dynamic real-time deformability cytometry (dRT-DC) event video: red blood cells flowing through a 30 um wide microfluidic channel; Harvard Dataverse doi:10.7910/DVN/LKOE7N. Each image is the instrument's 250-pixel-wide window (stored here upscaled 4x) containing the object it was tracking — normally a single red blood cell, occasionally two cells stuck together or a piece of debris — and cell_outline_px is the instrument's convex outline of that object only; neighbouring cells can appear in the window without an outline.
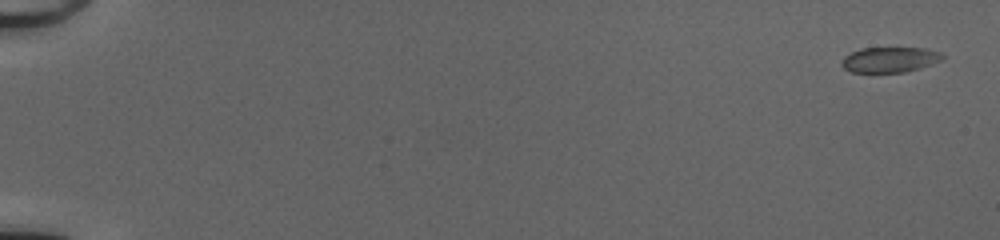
{"species": "common noctule bat (a hibernating species)", "species_latin": "Nyctalus noctula", "temperature_condition": "cold", "stored_images_in_passage": 53, "camera_frame_rate_fps": 3000, "um_per_image_px": 0.085, "animal": {"sex": "female", "body_mass_g": 20.0, "forearm_length_mm": 54.0}, "frame": {"image": 1, "passage_image": 2, "time_ms": 0.333, "image_size_px": [1000, 240], "cell_outline_px": [[944, 56], [940, 60], [920, 68], [904, 72], [852, 72], [844, 68], [840, 64], [840, 60], [844, 56], [860, 48], [924, 48], [940, 52]], "centroid_in_image_um": [75.58, 5.07], "position_along_channel_um": 9.4, "area_um2": 14.8}}
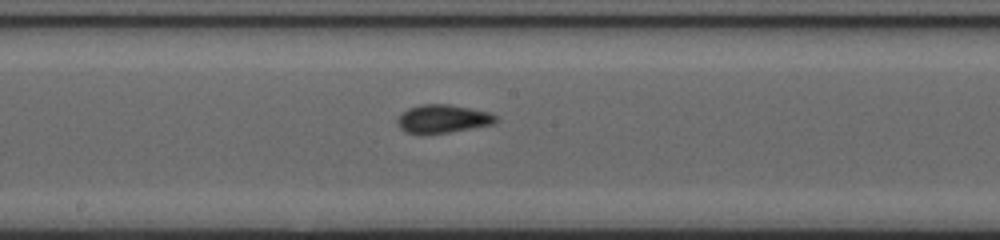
{"frame": {"image": 2, "passage_image": 31, "time_ms": 10.0, "image_size_px": [1000, 240], "cell_outline_px": [[500, 120], [496, 124], [448, 132], [404, 132], [396, 124], [396, 120], [408, 108], [420, 104], [448, 104], [492, 112]], "centroid_in_image_um": [37.7, 10.07], "position_along_channel_um": 210.5, "area_um2": 16.13}}
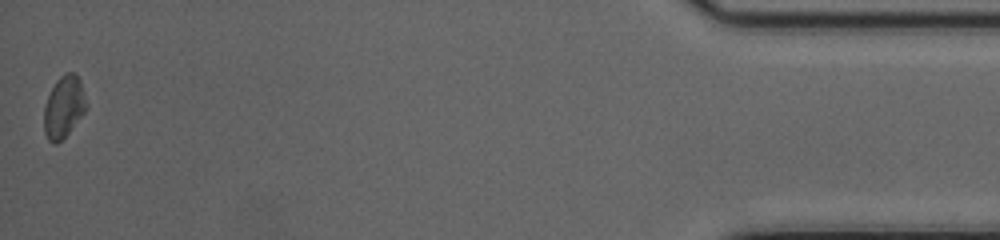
{"frame": {"image": 3, "passage_image": 53, "time_ms": 17.333, "image_size_px": [1000, 240], "cell_outline_px": [[88, 108], [68, 132], [56, 144], [52, 144], [48, 140], [44, 132], [44, 104], [56, 80], [64, 72], [76, 72], [80, 80], [88, 104]], "centroid_in_image_um": [5.43, 9.06], "position_along_channel_um": 429.8, "area_um2": 15.37}, "authors_computed_cell_mechanics": {"area_um2": 15.606, "velocity_mm_per_s": 4.0699, "shape_relaxation_time_tau1_ms": 8.6207, "shape_relaxation_time_tau2_ms": 1.7748, "deformation_change_tau1": 0.2025, "deformation_change_tau2": 0.0381}}